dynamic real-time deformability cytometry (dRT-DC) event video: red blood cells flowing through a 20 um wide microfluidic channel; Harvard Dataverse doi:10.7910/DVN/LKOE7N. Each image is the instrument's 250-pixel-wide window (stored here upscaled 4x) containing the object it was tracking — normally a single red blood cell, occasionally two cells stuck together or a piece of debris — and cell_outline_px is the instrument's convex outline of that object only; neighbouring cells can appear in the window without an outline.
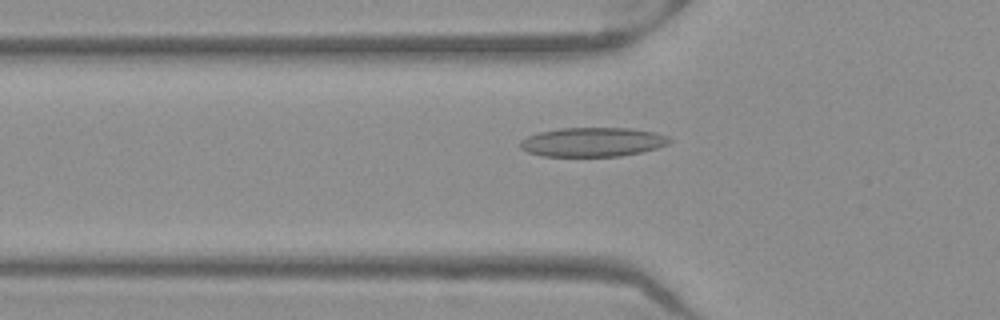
{"species": "Egyptian fruit bat (a non-hibernating species)", "species_latin": "Rousettus aegyptiacus", "temperature_condition": "warm", "stored_images_in_passage": 51, "camera_frame_rate_fps": 3000, "um_per_image_px": 0.085, "frame": {"image": 1, "passage_image": 17, "time_ms": 5.333, "image_size_px": [1000, 320], "cell_outline_px": [[672, 140], [668, 144], [656, 148], [640, 152], [620, 156], [540, 156], [528, 152], [520, 148], [520, 140], [528, 136], [540, 132], [560, 128], [632, 128], [656, 132], [668, 136]], "centroid_in_image_um": [50.38, 12.07], "position_along_channel_um": 75.4, "area_um2": 25.43}}
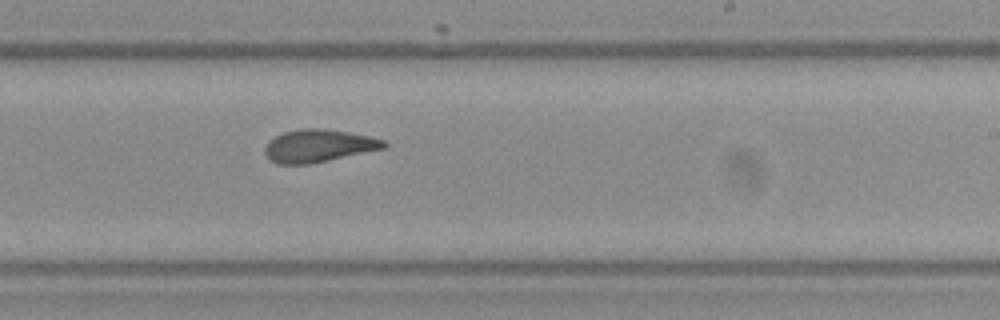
{"frame": {"image": 2, "passage_image": 31, "time_ms": 10.0, "image_size_px": [1000, 320], "cell_outline_px": [[388, 148], [312, 164], [276, 164], [268, 160], [264, 152], [264, 148], [268, 140], [284, 132], [300, 128], [320, 128], [348, 132], [368, 136], [384, 140], [388, 144]], "centroid_in_image_um": [27.07, 12.41], "position_along_channel_um": 261.9, "area_um2": 23.06}}
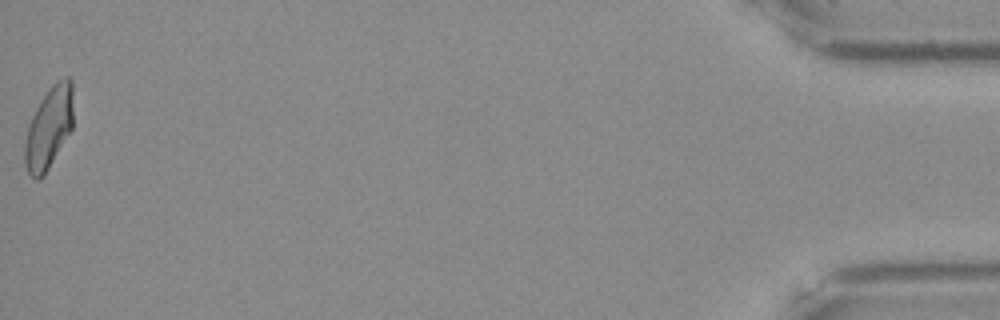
{"frame": {"image": 3, "passage_image": 51, "time_ms": 16.667, "image_size_px": [1000, 320], "cell_outline_px": [[72, 128], [44, 176], [36, 180], [28, 172], [24, 160], [24, 144], [28, 128], [32, 116], [40, 100], [52, 84], [68, 76], [72, 80]], "centroid_in_image_um": [4.15, 10.87], "position_along_channel_um": 431.1, "area_um2": 22.83}, "authors_computed_cell_mechanics": {"area_um2": 23.4668, "velocity_mm_per_s": 3.9712, "shape_relaxation_time_tau1_ms": 9.7861, "shape_relaxation_time_tau2_ms": 1.8084, "deformation_change_tau1": 0.2213, "deformation_change_tau2": 0.1007}}